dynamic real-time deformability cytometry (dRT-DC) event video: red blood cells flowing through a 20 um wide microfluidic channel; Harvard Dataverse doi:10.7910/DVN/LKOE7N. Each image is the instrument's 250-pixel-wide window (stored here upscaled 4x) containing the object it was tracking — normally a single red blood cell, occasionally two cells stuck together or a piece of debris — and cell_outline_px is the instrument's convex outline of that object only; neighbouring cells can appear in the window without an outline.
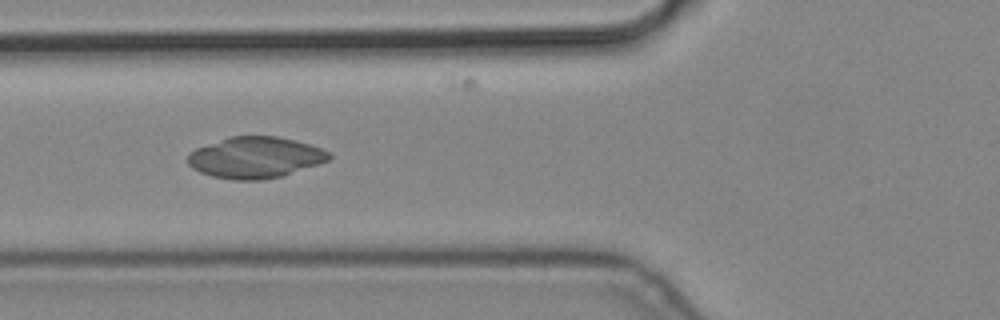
{"species": "common noctule bat (a hibernating species)", "species_latin": "Nyctalus noctula", "temperature_condition": "cold", "stored_images_in_passage": 14, "camera_frame_rate_fps": 3000, "um_per_image_px": 0.085, "animal": {"sex": "male", "body_mass_g": 19.2, "forearm_length_mm": 51.8}, "frame": {"image": 1, "passage_image": 5, "time_ms": 1.333, "image_size_px": [1000, 320], "cell_outline_px": [[332, 156], [328, 160], [280, 176], [264, 180], [232, 180], [212, 176], [200, 172], [192, 168], [188, 164], [188, 152], [196, 148], [228, 136], [276, 136], [296, 140], [332, 152]], "centroid_in_image_um": [21.66, 13.38], "position_along_channel_um": 104.1, "area_um2": 33.87}}
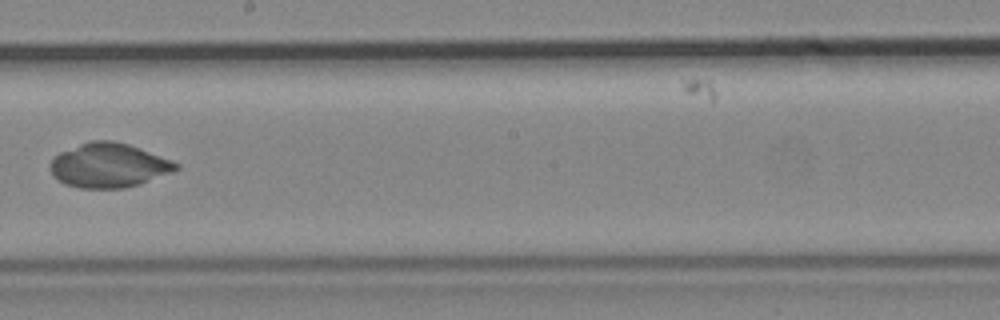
{"frame": {"image": 2, "passage_image": 8, "time_ms": 2.333, "image_size_px": [1000, 320], "cell_outline_px": [[180, 168], [172, 172], [140, 184], [124, 188], [80, 188], [64, 184], [48, 168], [52, 160], [60, 152], [80, 144], [92, 140], [112, 140], [128, 144], [172, 160], [180, 164]], "centroid_in_image_um": [9.27, 14.06], "position_along_channel_um": 238.9, "area_um2": 32.31}}
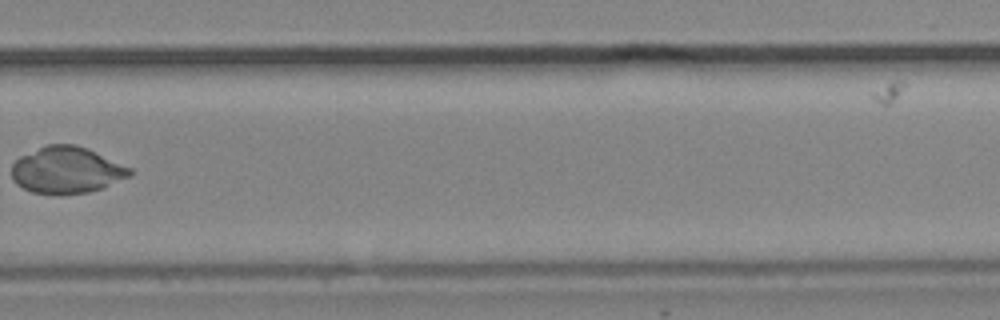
{"frame": {"image": 3, "passage_image": 10, "time_ms": 3.0, "image_size_px": [1000, 320], "cell_outline_px": [[132, 176], [104, 188], [88, 192], [60, 196], [32, 192], [16, 184], [12, 180], [12, 164], [20, 156], [48, 144], [76, 144], [88, 148], [132, 168]], "centroid_in_image_um": [5.69, 14.48], "position_along_channel_um": 324.1, "area_um2": 32.66}}